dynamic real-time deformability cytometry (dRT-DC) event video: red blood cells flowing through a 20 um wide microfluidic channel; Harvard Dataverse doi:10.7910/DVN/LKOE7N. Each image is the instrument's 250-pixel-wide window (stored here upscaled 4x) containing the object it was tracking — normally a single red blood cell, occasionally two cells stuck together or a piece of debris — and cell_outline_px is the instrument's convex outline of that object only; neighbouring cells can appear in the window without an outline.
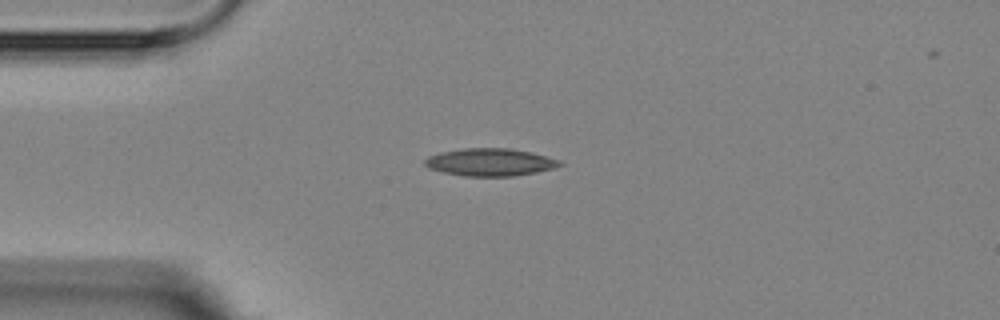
{"species": "Egyptian fruit bat (a non-hibernating species)", "species_latin": "Rousettus aegyptiacus", "temperature_condition": "room temperature", "stored_images_in_passage": 2, "camera_frame_rate_fps": 3000, "um_per_image_px": 0.085, "animal": {"sex": "female"}, "frame": {"image": 1, "passage_image": 1, "time_ms": 0.0, "image_size_px": [1000, 320], "cell_outline_px": [[564, 164], [552, 168], [536, 172], [512, 176], [464, 176], [444, 172], [428, 168], [424, 164], [424, 160], [428, 156], [440, 152], [464, 148], [508, 148], [532, 152], [560, 160]], "centroid_in_image_um": [41.64, 13.78], "position_along_channel_um": 43.4, "area_um2": 21.62}}